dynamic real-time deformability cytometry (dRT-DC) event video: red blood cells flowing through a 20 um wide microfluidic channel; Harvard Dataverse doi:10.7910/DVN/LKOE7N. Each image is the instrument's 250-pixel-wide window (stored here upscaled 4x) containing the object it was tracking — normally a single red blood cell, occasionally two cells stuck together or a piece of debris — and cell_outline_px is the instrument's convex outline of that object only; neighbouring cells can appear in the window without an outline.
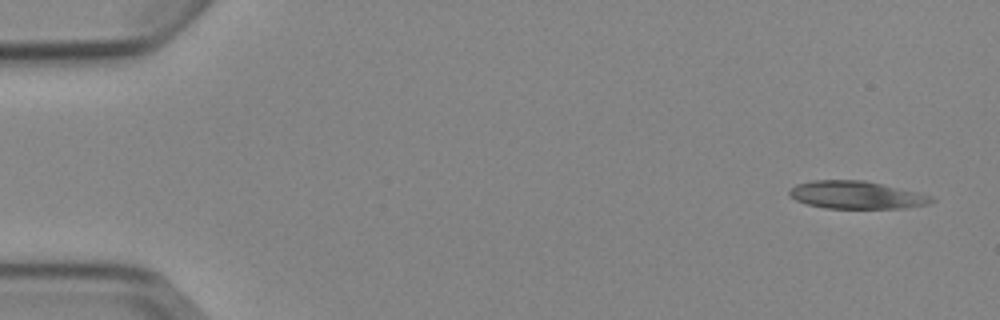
{"species": "Egyptian fruit bat (a non-hibernating species)", "species_latin": "Rousettus aegyptiacus", "temperature_condition": "cold", "stored_images_in_passage": 6, "camera_frame_rate_fps": 3000, "um_per_image_px": 0.085, "animal": {"sex": "female"}, "frame": {"image": 1, "passage_image": 1, "time_ms": 0.0, "image_size_px": [1000, 320], "cell_outline_px": [[936, 200], [928, 204], [904, 208], [824, 208], [808, 204], [796, 200], [788, 192], [796, 184], [812, 180], [864, 180], [920, 192], [932, 196]], "centroid_in_image_um": [72.84, 16.57], "position_along_channel_um": 12.2, "area_um2": 22.95}}
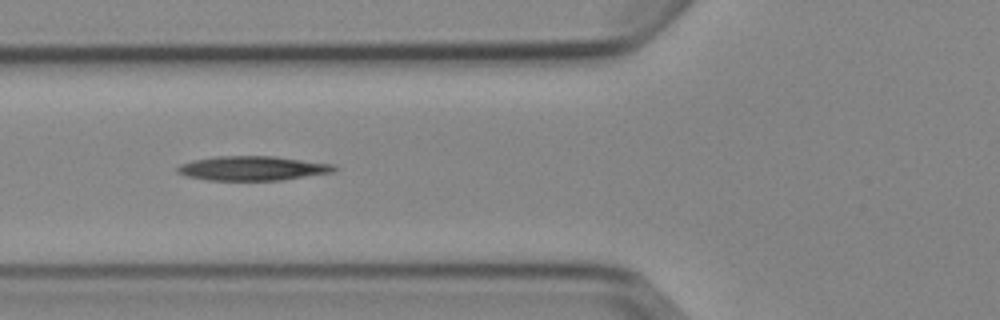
{"frame": {"image": 2, "passage_image": 6, "time_ms": 5.667, "image_size_px": [1000, 320], "cell_outline_px": [[336, 168], [332, 172], [280, 180], [208, 180], [188, 176], [176, 172], [176, 168], [180, 164], [192, 160], [216, 156], [272, 156], [332, 164]], "centroid_in_image_um": [21.39, 14.3], "position_along_channel_um": 104.4, "area_um2": 21.96}}